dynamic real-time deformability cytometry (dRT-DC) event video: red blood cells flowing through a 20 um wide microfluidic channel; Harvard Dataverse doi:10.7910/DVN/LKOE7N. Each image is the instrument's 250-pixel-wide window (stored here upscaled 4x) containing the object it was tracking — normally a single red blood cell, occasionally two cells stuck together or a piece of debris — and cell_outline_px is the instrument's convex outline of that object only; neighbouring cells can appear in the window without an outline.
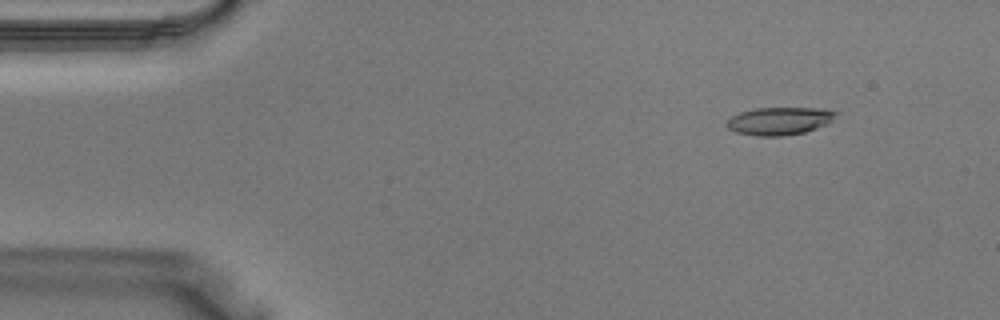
{"species": "Egyptian fruit bat (a non-hibernating species)", "species_latin": "Rousettus aegyptiacus", "temperature_condition": "warm", "stored_images_in_passage": 39, "camera_frame_rate_fps": 3000, "um_per_image_px": 0.085, "animal": {"sex": "male"}, "frame": {"image": 1, "passage_image": 5, "time_ms": 1.333, "image_size_px": [1000, 320], "cell_outline_px": [[836, 112], [832, 120], [816, 128], [804, 132], [780, 136], [756, 136], [736, 132], [728, 128], [724, 124], [732, 116], [740, 112], [756, 108], [816, 108]], "centroid_in_image_um": [66.17, 10.28], "position_along_channel_um": 18.8, "area_um2": 17.34}}
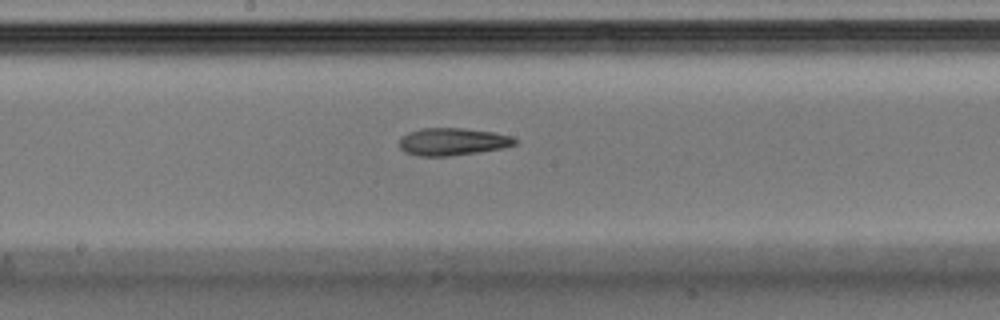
{"frame": {"image": 2, "passage_image": 21, "time_ms": 6.667, "image_size_px": [1000, 320], "cell_outline_px": [[520, 140], [516, 144], [504, 148], [448, 156], [420, 156], [404, 152], [400, 148], [400, 136], [408, 132], [420, 128], [464, 128], [492, 132], [512, 136]], "centroid_in_image_um": [38.47, 12.03], "position_along_channel_um": 209.7, "area_um2": 18.61}}
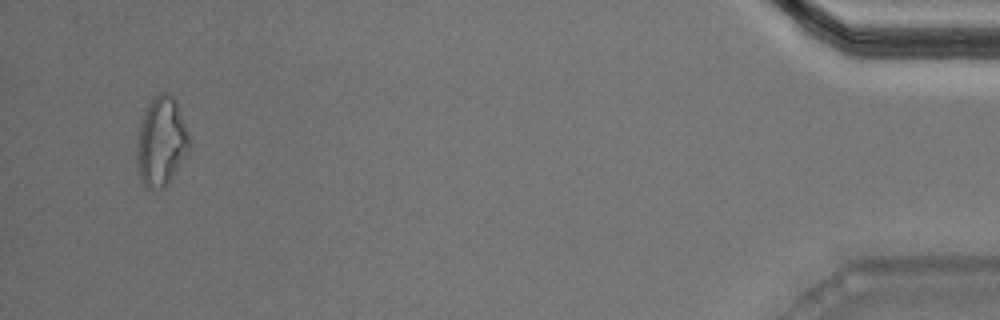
{"frame": {"image": 3, "passage_image": 38, "time_ms": 12.333, "image_size_px": [1000, 320], "cell_outline_px": [[188, 152], [172, 176], [160, 188], [152, 188], [144, 184], [140, 176], [136, 160], [136, 148], [140, 124], [144, 108], [148, 100], [152, 96], [164, 92], [172, 96], [176, 100], [188, 132]], "centroid_in_image_um": [13.67, 11.95], "position_along_channel_um": 421.5, "area_um2": 26.82}}